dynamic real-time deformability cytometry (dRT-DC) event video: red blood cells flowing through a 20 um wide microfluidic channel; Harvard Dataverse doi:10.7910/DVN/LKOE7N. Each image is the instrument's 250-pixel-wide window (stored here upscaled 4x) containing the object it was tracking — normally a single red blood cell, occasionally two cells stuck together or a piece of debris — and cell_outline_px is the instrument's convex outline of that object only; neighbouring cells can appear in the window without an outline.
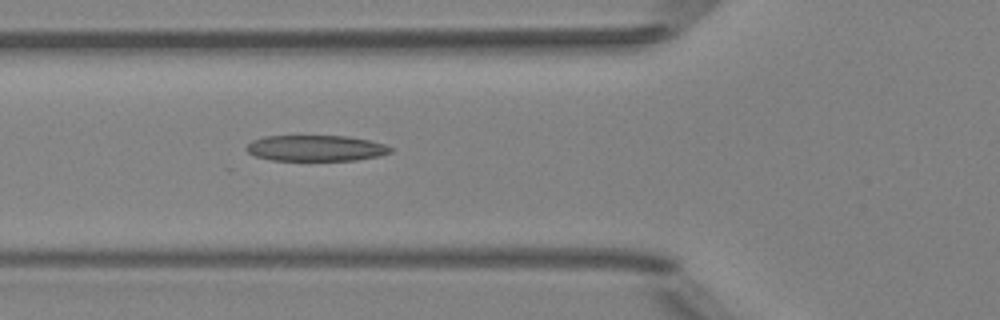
{"species": "Egyptian fruit bat (a non-hibernating species)", "species_latin": "Rousettus aegyptiacus", "temperature_condition": "room temperature", "stored_images_in_passage": 6, "camera_frame_rate_fps": 3000, "um_per_image_px": 0.085, "animal": {"sex": "female"}, "frame": {"image": 1, "passage_image": 6, "time_ms": 1.667, "image_size_px": [1000, 320], "cell_outline_px": [[392, 152], [376, 156], [356, 160], [272, 160], [256, 156], [248, 152], [244, 148], [252, 140], [264, 136], [348, 136], [368, 140], [384, 144], [392, 148]], "centroid_in_image_um": [26.81, 12.59], "position_along_channel_um": 99.0, "area_um2": 21.62}}